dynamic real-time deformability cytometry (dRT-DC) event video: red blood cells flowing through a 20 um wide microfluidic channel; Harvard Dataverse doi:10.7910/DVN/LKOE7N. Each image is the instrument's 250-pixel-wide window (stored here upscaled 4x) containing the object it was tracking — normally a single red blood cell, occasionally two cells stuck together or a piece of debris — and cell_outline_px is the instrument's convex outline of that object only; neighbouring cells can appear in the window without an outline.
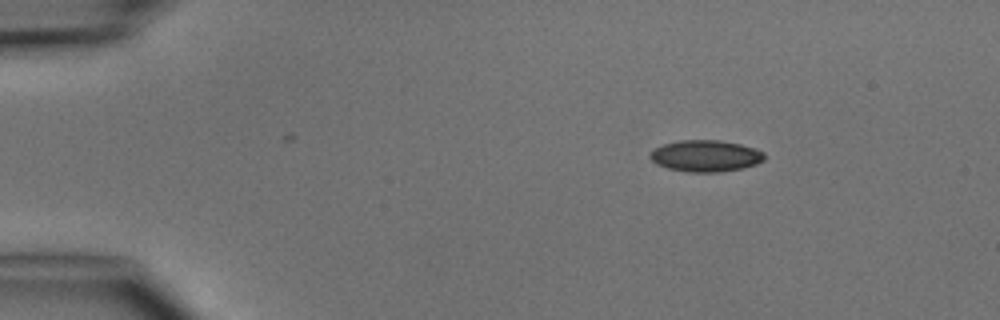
{"species": "common noctule bat (a hibernating species)", "species_latin": "Nyctalus noctula", "temperature_condition": "cold", "stored_images_in_passage": 4, "segment_of_instrument_passage": [1, 2], "camera_frame_rate_fps": 3000, "um_per_image_px": 0.085, "animal": {"sex": "male", "body_mass_g": 15.6}, "frame": {"image": 1, "passage_image": 1, "time_ms": 0.0, "image_size_px": [1000, 320], "cell_outline_px": [[764, 160], [756, 164], [744, 168], [720, 172], [688, 172], [668, 168], [656, 164], [648, 156], [648, 152], [664, 144], [680, 140], [720, 140], [740, 144], [756, 148], [764, 152]], "centroid_in_image_um": [59.98, 13.25], "position_along_channel_um": 25.0, "area_um2": 21.15}}